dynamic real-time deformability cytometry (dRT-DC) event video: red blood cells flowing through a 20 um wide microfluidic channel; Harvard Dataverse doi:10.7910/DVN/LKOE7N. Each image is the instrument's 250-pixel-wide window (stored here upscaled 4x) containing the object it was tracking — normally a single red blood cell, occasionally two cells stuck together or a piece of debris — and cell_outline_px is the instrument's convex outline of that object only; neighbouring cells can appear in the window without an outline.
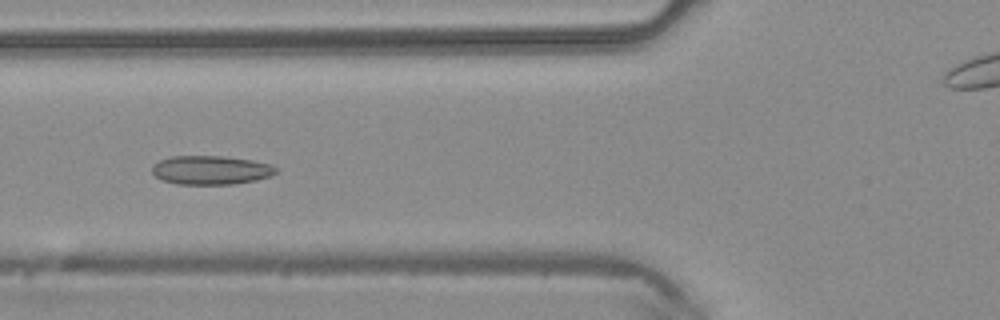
{"species": "common noctule bat (a hibernating species)", "species_latin": "Nyctalus noctula", "temperature_condition": "warm", "stored_images_in_passage": 41, "camera_frame_rate_fps": 3000, "um_per_image_px": 0.085, "animal": {"sex": "male", "body_mass_g": 20.4}, "frame": {"image": 1, "passage_image": 12, "time_ms": 3.667, "image_size_px": [1000, 320], "cell_outline_px": [[276, 172], [272, 176], [256, 180], [232, 184], [176, 184], [164, 180], [156, 176], [152, 172], [152, 164], [160, 160], [172, 156], [224, 156], [252, 160], [272, 164], [276, 168]], "centroid_in_image_um": [17.93, 14.45], "position_along_channel_um": 107.9, "area_um2": 20.87}}
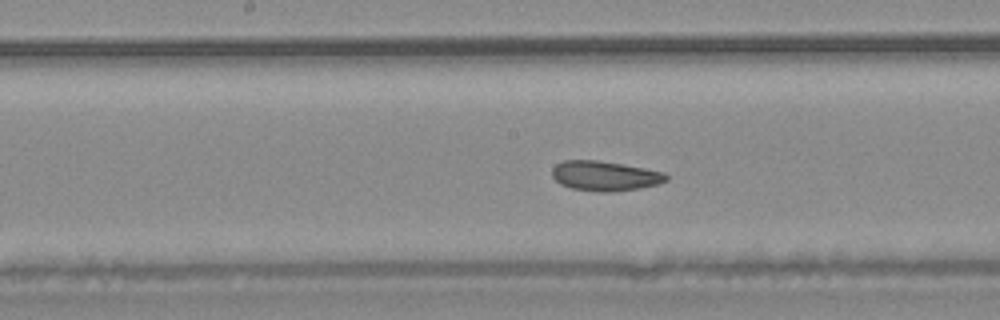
{"frame": {"image": 2, "passage_image": 18, "time_ms": 5.667, "image_size_px": [1000, 320], "cell_outline_px": [[668, 180], [660, 184], [640, 188], [612, 192], [600, 192], [572, 188], [560, 184], [552, 176], [552, 168], [556, 164], [564, 160], [596, 160], [644, 168], [664, 172], [668, 176]], "centroid_in_image_um": [51.42, 14.96], "position_along_channel_um": 196.8, "area_um2": 19.83}}
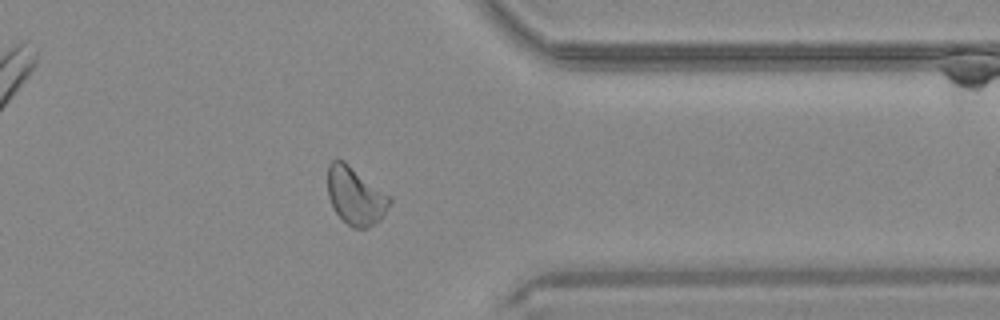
{"frame": {"image": 3, "passage_image": 31, "time_ms": 10.0, "image_size_px": [1000, 320], "cell_outline_px": [[392, 200], [384, 216], [380, 220], [368, 228], [352, 228], [332, 208], [328, 196], [328, 164], [332, 160], [344, 160], [392, 196]], "centroid_in_image_um": [30.24, 16.64], "position_along_channel_um": 381.2, "area_um2": 21.15}}